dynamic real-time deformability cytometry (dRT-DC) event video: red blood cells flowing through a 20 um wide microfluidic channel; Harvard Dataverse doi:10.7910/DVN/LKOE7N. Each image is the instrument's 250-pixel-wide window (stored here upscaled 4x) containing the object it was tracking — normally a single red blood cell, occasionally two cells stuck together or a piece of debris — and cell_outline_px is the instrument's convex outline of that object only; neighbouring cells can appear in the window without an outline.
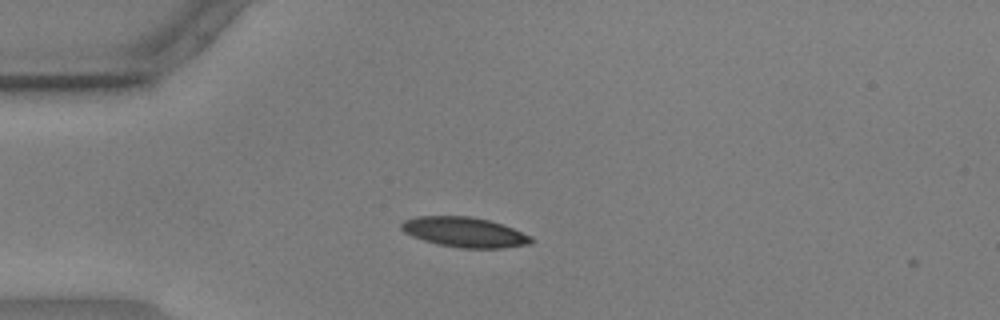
{"species": "common noctule bat (a hibernating species)", "species_latin": "Nyctalus noctula", "temperature_condition": "warm", "stored_images_in_passage": 2, "camera_frame_rate_fps": 3000, "um_per_image_px": 0.085, "animal": {"sex": "male", "body_mass_g": 17.9, "forearm_length_mm": 54.2}, "frame": {"image": 1, "passage_image": 1, "time_ms": 0.0, "image_size_px": [1000, 320], "cell_outline_px": [[532, 240], [528, 244], [504, 248], [460, 248], [436, 244], [412, 236], [404, 232], [400, 228], [400, 224], [404, 220], [416, 216], [468, 216], [488, 220], [512, 228], [532, 236]], "centroid_in_image_um": [39.44, 19.73], "position_along_channel_um": 45.6, "area_um2": 22.6}}